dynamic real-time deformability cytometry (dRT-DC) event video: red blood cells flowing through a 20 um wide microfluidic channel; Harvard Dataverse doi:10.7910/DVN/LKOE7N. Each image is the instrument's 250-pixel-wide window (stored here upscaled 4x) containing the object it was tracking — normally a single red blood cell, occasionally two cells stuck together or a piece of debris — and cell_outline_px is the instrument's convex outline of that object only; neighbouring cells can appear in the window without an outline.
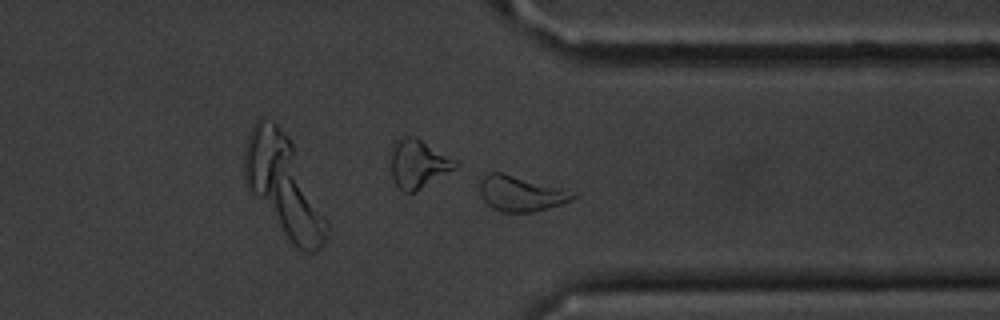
{"species": "common noctule bat (a hibernating species)", "species_latin": "Nyctalus noctula", "temperature_condition": "cold", "stored_images_in_passage": 43, "camera_frame_rate_fps": 3000, "um_per_image_px": 0.085, "animal": {"sex": "male", "body_mass_g": 20.1, "forearm_length_mm": 53.5}, "frame": {"image": 1, "passage_image": 31, "time_ms": 10.0, "image_size_px": [1000, 320], "cell_outline_px": [[580, 196], [572, 200], [548, 208], [532, 212], [500, 212], [492, 208], [484, 200], [480, 192], [480, 180], [488, 172], [500, 172], [580, 192]], "centroid_in_image_um": [44.34, 16.45], "position_along_channel_um": 367.1, "area_um2": 19.42}, "authors_computed_cell_mechanics": {"area_um2": 18.6116, "velocity_mm_per_s": 3.5728, "shape_relaxation_time_tau1_ms": 2.1584, "shape_relaxation_time_tau2_ms": 3.9855, "deformation_change_tau1": 0.1594, "deformation_change_tau2": 0.1129}}